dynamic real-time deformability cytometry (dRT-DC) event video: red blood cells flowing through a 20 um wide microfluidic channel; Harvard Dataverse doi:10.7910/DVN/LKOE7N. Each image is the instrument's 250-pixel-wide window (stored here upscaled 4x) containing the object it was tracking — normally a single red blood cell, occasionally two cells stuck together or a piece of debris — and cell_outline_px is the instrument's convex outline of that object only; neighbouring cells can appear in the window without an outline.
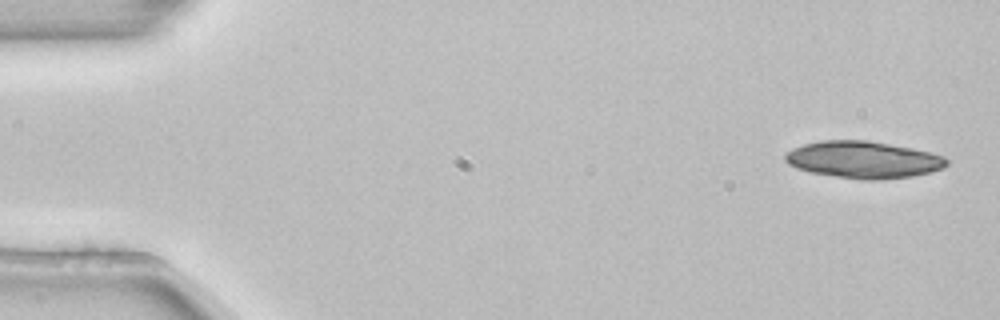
{"species": "common noctule bat (a hibernating species)", "species_latin": "Nyctalus noctula", "temperature_condition": "room temperature", "stored_images_in_passage": 4, "camera_frame_rate_fps": 3000, "um_per_image_px": 0.085, "animal": {"sex": "female", "body_mass_g": 22.7, "forearm_length_mm": 54.2}, "frame": {"image": 1, "passage_image": 1, "time_ms": 0.0, "image_size_px": [1000, 320], "cell_outline_px": [[948, 164], [944, 168], [912, 176], [880, 180], [864, 180], [808, 172], [796, 168], [788, 164], [784, 160], [784, 156], [792, 148], [804, 144], [820, 140], [868, 140], [912, 148], [944, 156], [948, 160]], "centroid_in_image_um": [73.36, 13.57], "position_along_channel_um": 11.6, "area_um2": 34.85}}